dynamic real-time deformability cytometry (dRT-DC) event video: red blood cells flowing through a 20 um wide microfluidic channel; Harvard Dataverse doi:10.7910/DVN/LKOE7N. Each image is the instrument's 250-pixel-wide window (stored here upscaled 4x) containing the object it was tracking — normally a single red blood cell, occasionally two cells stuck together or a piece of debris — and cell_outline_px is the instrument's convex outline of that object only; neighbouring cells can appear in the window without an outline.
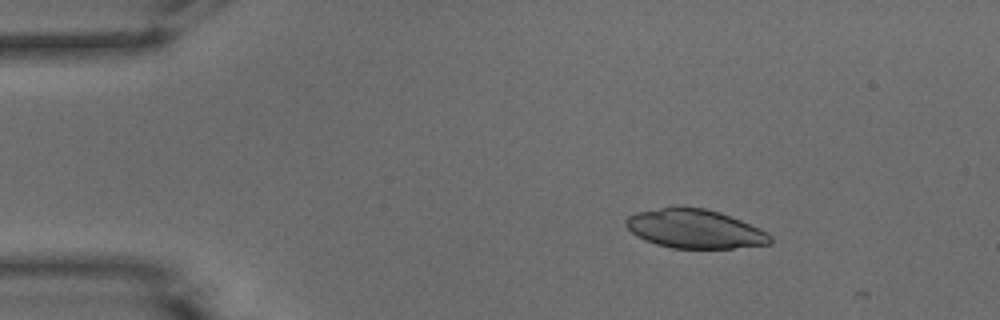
{"species": "common noctule bat (a hibernating species)", "species_latin": "Nyctalus noctula", "temperature_condition": "warm", "stored_images_in_passage": 13, "camera_frame_rate_fps": 3000, "um_per_image_px": 0.085, "animal": {"sex": "male", "body_mass_g": 15.6}, "frame": {"image": 1, "passage_image": 6, "time_ms": 1.667, "image_size_px": [1000, 320], "cell_outline_px": [[772, 244], [732, 248], [672, 248], [656, 244], [644, 240], [636, 236], [624, 224], [624, 220], [628, 216], [636, 212], [676, 204], [704, 208], [720, 212], [740, 220], [768, 232], [772, 236]], "centroid_in_image_um": [59.02, 19.43], "position_along_channel_um": 26.0, "area_um2": 33.29}}